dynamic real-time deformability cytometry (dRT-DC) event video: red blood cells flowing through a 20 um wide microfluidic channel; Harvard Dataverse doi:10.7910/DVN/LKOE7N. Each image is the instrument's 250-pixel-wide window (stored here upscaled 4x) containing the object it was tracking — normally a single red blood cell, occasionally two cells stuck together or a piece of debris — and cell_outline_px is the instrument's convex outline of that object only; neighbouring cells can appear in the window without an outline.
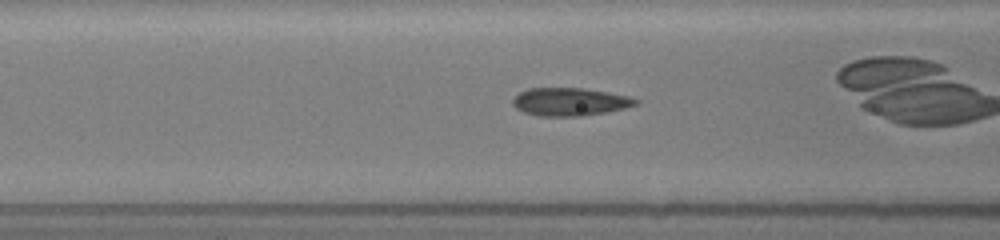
{"species": "common noctule bat (a hibernating species)", "species_latin": "Nyctalus noctula", "temperature_condition": "room temperature", "stored_images_in_passage": 22, "camera_frame_rate_fps": 3000, "um_per_image_px": 0.085, "animal": {"sex": "female", "body_mass_g": 19.5, "forearm_length_mm": 54.1}, "frame": {"image": 1, "passage_image": 4, "time_ms": 1.0, "image_size_px": [1000, 240], "cell_outline_px": [[640, 100], [636, 104], [624, 108], [608, 112], [580, 116], [536, 116], [524, 112], [516, 108], [512, 104], [512, 100], [520, 92], [528, 88], [584, 88], [608, 92], [628, 96]], "centroid_in_image_um": [48.43, 8.65], "position_along_channel_um": 118.2, "area_um2": 20.06}}
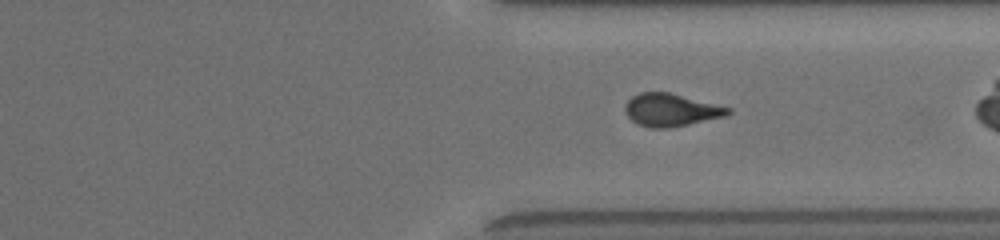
{"frame": {"image": 2, "passage_image": 22, "time_ms": 7.0, "image_size_px": [1000, 240], "cell_outline_px": [[732, 112], [728, 116], [668, 128], [652, 128], [636, 124], [624, 112], [624, 108], [628, 100], [632, 96], [640, 92], [668, 92], [732, 108]], "centroid_in_image_um": [57.04, 9.35], "position_along_channel_um": 354.4, "area_um2": 19.65}}